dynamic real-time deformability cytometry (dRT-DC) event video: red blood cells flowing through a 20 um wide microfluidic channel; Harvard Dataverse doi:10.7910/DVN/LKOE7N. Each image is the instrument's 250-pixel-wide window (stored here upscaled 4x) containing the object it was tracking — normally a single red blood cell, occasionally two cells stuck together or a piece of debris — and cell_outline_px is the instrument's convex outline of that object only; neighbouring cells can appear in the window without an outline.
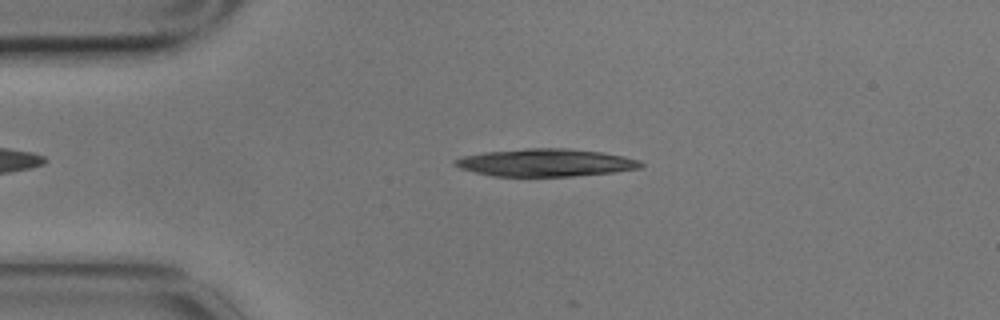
{"species": "common noctule bat (a hibernating species)", "species_latin": "Nyctalus noctula", "temperature_condition": "cold", "stored_images_in_passage": 3, "camera_frame_rate_fps": 3000, "um_per_image_px": 0.085, "animal": {"sex": "male", "body_mass_g": 17.9}, "frame": {"image": 1, "passage_image": 3, "time_ms": 0.667, "image_size_px": [1000, 320], "cell_outline_px": [[644, 164], [640, 168], [612, 172], [572, 176], [492, 176], [460, 168], [452, 164], [452, 160], [464, 156], [484, 152], [528, 148], [568, 148], [600, 152], [624, 156], [640, 160]], "centroid_in_image_um": [46.36, 13.82], "position_along_channel_um": 38.6, "area_um2": 29.82}}